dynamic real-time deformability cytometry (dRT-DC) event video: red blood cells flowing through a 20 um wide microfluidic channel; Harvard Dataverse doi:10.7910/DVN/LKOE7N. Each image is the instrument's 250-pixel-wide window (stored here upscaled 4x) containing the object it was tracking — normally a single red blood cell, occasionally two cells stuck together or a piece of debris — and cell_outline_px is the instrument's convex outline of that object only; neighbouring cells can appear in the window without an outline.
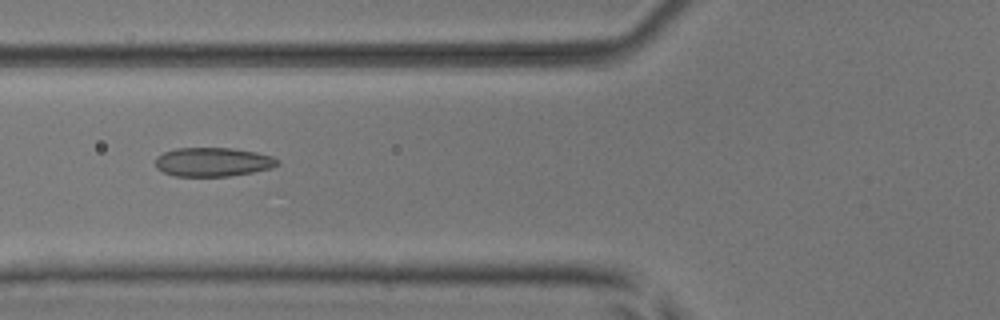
{"species": "common noctule bat (a hibernating species)", "species_latin": "Nyctalus noctula", "temperature_condition": "room temperature", "stored_images_in_passage": 40, "camera_frame_rate_fps": 3000, "um_per_image_px": 0.085, "animal": {"sex": "male", "body_mass_g": 17.9, "forearm_length_mm": 54.2}, "frame": {"image": 1, "passage_image": 8, "time_ms": 2.333, "image_size_px": [1000, 320], "cell_outline_px": [[280, 164], [272, 168], [252, 172], [228, 176], [176, 176], [164, 172], [156, 168], [156, 156], [164, 152], [176, 148], [232, 148], [256, 152], [272, 156], [280, 160]], "centroid_in_image_um": [18.12, 13.76], "position_along_channel_um": 107.7, "area_um2": 20.63}}
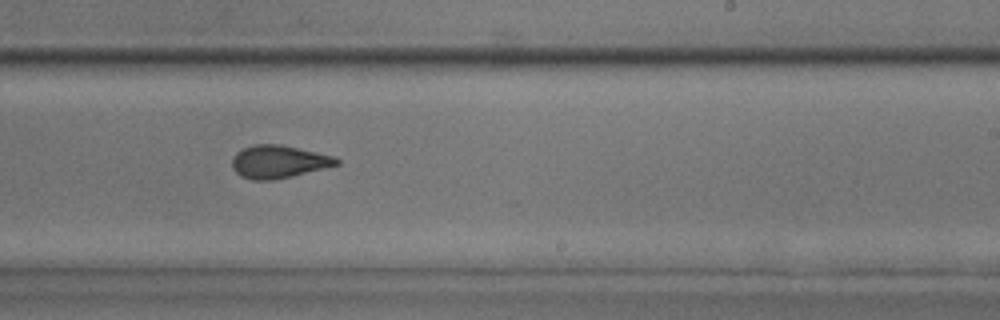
{"frame": {"image": 2, "passage_image": 20, "time_ms": 6.333, "image_size_px": [1000, 320], "cell_outline_px": [[340, 164], [292, 176], [272, 180], [252, 180], [240, 176], [232, 168], [232, 160], [236, 152], [252, 144], [280, 144], [336, 156], [340, 160]], "centroid_in_image_um": [23.68, 13.74], "position_along_channel_um": 265.3, "area_um2": 20.06}}
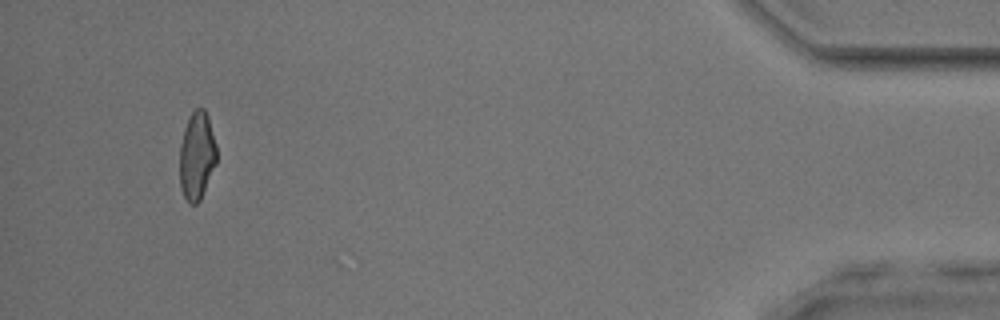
{"frame": {"image": 3, "passage_image": 37, "time_ms": 12.0, "image_size_px": [1000, 320], "cell_outline_px": [[216, 164], [200, 200], [196, 204], [188, 204], [180, 188], [180, 144], [184, 128], [192, 112], [196, 108], [204, 108], [208, 116], [216, 144]], "centroid_in_image_um": [16.73, 13.25], "position_along_channel_um": 418.5, "area_um2": 18.96}, "authors_computed_cell_mechanics": {"area_um2": 19.7387, "velocity_mm_per_s": 3.9564, "shape_relaxation_time_tau1_ms": 6.5212, "shape_relaxation_time_tau2_ms": 1.2284, "deformation_change_tau1": 0.1779, "deformation_change_tau2": 0.0731}}